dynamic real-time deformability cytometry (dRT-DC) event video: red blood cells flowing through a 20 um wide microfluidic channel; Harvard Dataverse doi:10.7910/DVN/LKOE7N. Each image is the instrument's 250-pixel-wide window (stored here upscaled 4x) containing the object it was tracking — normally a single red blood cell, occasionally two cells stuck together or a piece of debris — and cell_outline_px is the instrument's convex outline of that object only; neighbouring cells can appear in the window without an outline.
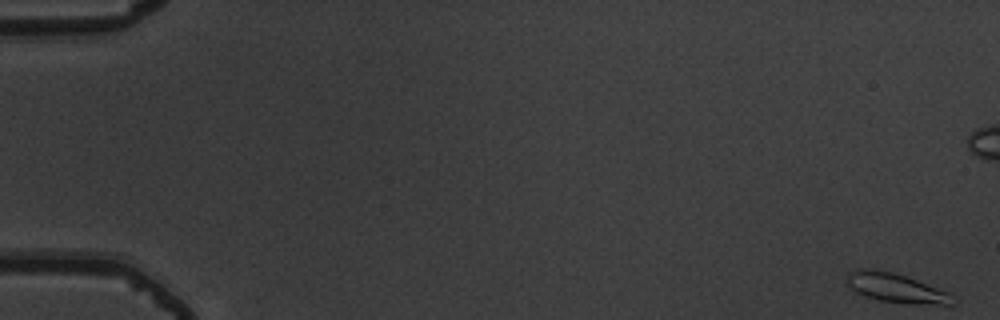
{"species": "common noctule bat (a hibernating species)", "species_latin": "Nyctalus noctula", "temperature_condition": "warm", "stored_images_in_passage": 57, "camera_frame_rate_fps": 3000, "um_per_image_px": 0.085, "animal": {"sex": "male", "body_mass_g": 19.5, "forearm_length_mm": 54.6}, "frame": {"image": 1, "passage_image": 1, "time_ms": 0.0, "image_size_px": [1000, 320], "cell_outline_px": [[956, 304], [908, 304], [880, 300], [864, 296], [848, 288], [848, 276], [856, 268], [868, 268], [892, 272], [916, 280], [948, 292]], "centroid_in_image_um": [76.12, 24.48], "position_along_channel_um": 8.9, "area_um2": 17.74}}
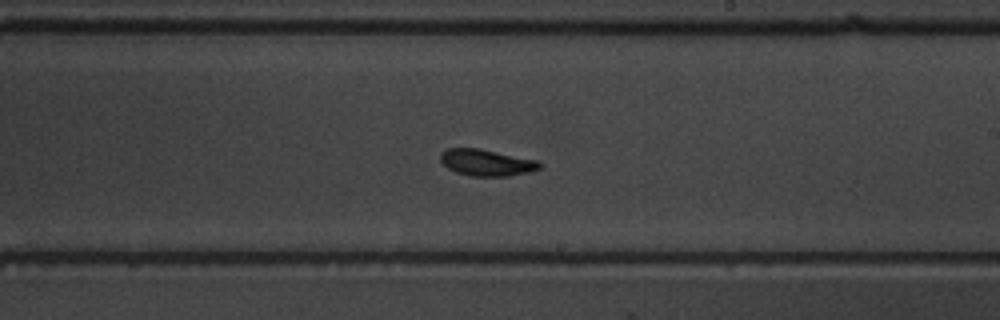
{"frame": {"image": 2, "passage_image": 34, "time_ms": 11.0, "image_size_px": [1000, 320], "cell_outline_px": [[540, 168], [528, 172], [508, 176], [472, 176], [456, 172], [448, 168], [440, 160], [440, 152], [448, 148], [480, 148], [540, 160]], "centroid_in_image_um": [41.36, 13.8], "position_along_channel_um": 247.6, "area_um2": 15.43}}
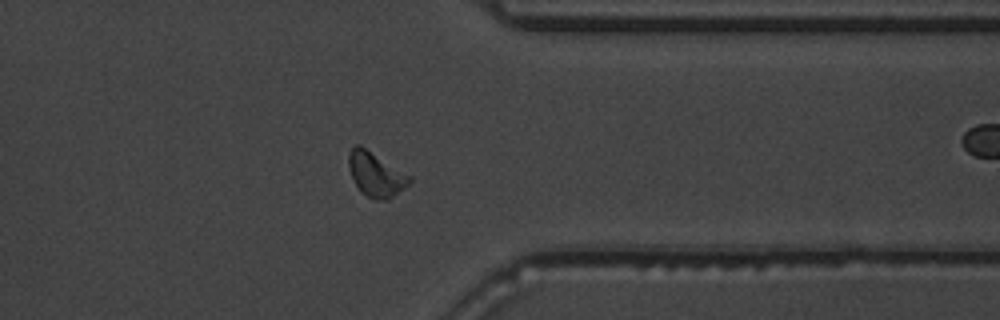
{"frame": {"image": 3, "passage_image": 45, "time_ms": 14.667, "image_size_px": [1000, 320], "cell_outline_px": [[412, 180], [404, 188], [388, 200], [372, 200], [360, 192], [348, 168], [348, 156], [352, 148], [356, 144], [360, 144], [412, 176]], "centroid_in_image_um": [31.95, 14.82], "position_along_channel_um": 379.5, "area_um2": 15.9}, "authors_computed_cell_mechanics": {"area_um2": 15.5482, "velocity_mm_per_s": 3.6962, "shape_relaxation_time_tau1_ms": 4.4114, "shape_relaxation_time_tau2_ms": 1.7138, "deformation_change_tau1": 0.1562, "deformation_change_tau2": 0.0842}}